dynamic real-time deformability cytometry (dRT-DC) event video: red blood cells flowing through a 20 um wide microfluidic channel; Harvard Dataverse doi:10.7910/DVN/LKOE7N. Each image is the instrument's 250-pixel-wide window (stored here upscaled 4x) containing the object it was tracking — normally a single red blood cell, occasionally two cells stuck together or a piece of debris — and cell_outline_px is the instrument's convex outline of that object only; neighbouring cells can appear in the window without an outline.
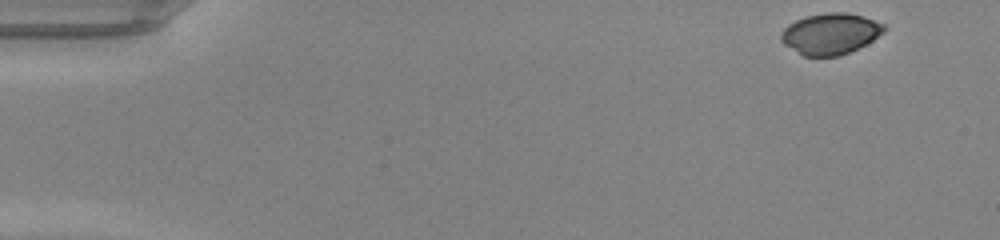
{"species": "common noctule bat (a hibernating species)", "species_latin": "Nyctalus noctula", "temperature_condition": "warm", "stored_images_in_passage": 46, "camera_frame_rate_fps": 3000, "um_per_image_px": 0.085, "animal": {"sex": "male", "body_mass_g": 20.0, "forearm_length_mm": 53.3}, "frame": {"image": 1, "passage_image": 1, "time_ms": 0.0, "image_size_px": [1000, 240], "cell_outline_px": [[888, 28], [884, 32], [872, 40], [840, 56], [804, 56], [784, 44], [780, 40], [780, 32], [788, 24], [796, 20], [808, 16], [828, 12], [844, 12], [860, 16], [884, 24]], "centroid_in_image_um": [70.56, 2.87], "position_along_channel_um": 14.4, "area_um2": 24.39}}
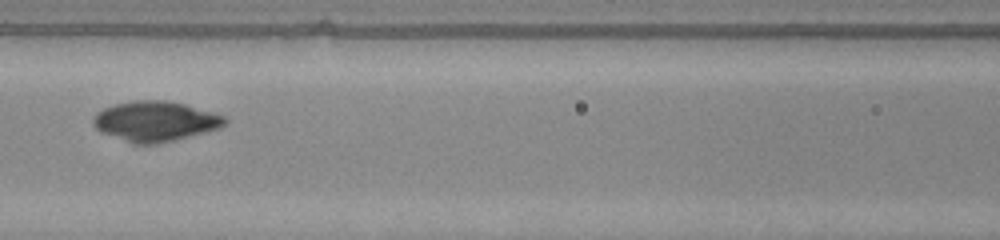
{"frame": {"image": 2, "passage_image": 20, "time_ms": 6.333, "image_size_px": [1000, 240], "cell_outline_px": [[228, 124], [220, 128], [156, 144], [132, 144], [100, 132], [92, 124], [92, 120], [96, 112], [112, 104], [136, 100], [164, 100], [184, 104], [212, 112], [224, 116], [228, 120]], "centroid_in_image_um": [13.16, 10.31], "position_along_channel_um": 153.4, "area_um2": 30.81}}
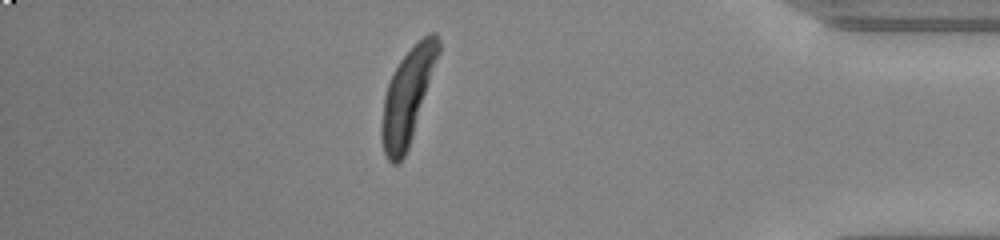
{"frame": {"image": 3, "passage_image": 40, "time_ms": 13.0, "image_size_px": [1000, 240], "cell_outline_px": [[440, 52], [408, 148], [404, 156], [396, 164], [392, 164], [388, 160], [384, 152], [380, 136], [380, 124], [384, 96], [388, 84], [400, 60], [428, 32], [436, 32], [440, 40]], "centroid_in_image_um": [34.63, 8.18], "position_along_channel_um": 400.6, "area_um2": 30.63}, "authors_computed_cell_mechanics": {"area_um2": 29.0445, "velocity_mm_per_s": 4.2466, "shape_relaxation_time_tau1_ms": 4.3231, "shape_relaxation_time_tau2_ms": null, "deformation_change_tau1": 0.3076, "deformation_change_tau2": null}}